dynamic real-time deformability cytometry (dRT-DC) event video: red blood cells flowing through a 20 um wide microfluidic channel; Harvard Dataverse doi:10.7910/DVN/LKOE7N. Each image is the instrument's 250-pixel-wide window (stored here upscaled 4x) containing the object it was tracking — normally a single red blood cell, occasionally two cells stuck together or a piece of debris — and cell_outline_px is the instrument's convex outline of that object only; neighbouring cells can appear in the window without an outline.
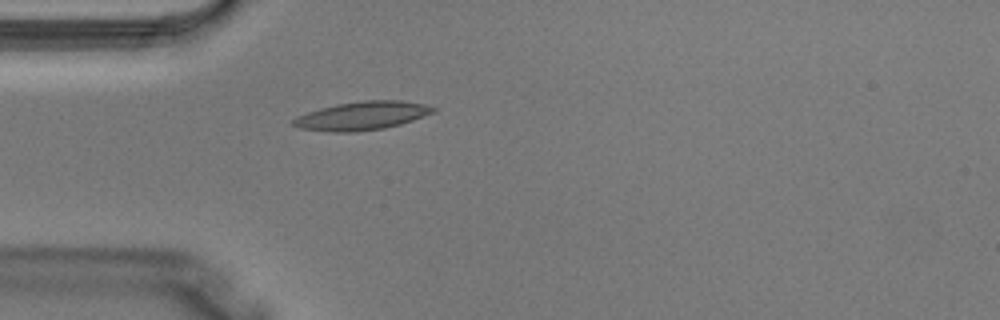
{"species": "Egyptian fruit bat (a non-hibernating species)", "species_latin": "Rousettus aegyptiacus", "temperature_condition": "warm", "stored_images_in_passage": 2, "camera_frame_rate_fps": 3000, "um_per_image_px": 0.085, "animal": {"sex": "male"}, "frame": {"image": 1, "passage_image": 2, "time_ms": 0.333, "image_size_px": [1000, 320], "cell_outline_px": [[436, 112], [400, 124], [384, 128], [356, 132], [332, 132], [296, 128], [292, 124], [292, 120], [296, 116], [320, 108], [336, 104], [364, 100], [400, 100], [424, 104], [436, 108]], "centroid_in_image_um": [30.75, 9.84], "position_along_channel_um": 54.3, "area_um2": 23.29}}